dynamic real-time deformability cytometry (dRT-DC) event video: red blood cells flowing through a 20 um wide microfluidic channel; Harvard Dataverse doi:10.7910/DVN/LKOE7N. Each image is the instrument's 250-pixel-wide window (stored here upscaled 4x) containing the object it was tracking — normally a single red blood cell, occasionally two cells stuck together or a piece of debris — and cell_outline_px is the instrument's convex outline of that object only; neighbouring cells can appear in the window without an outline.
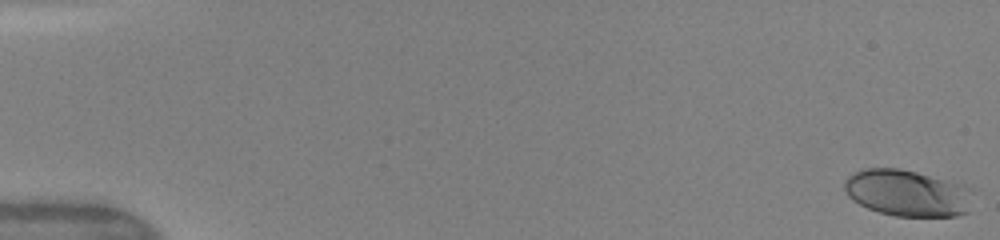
{"species": "human", "species_latin": "Homo sapiens", "temperature_condition": "warm", "stored_images_in_passage": 49, "camera_frame_rate_fps": 3000, "um_per_image_px": 0.085, "donor": {"sex": "female"}, "frame": {"image": 1, "passage_image": 1, "time_ms": 0.0, "image_size_px": [1000, 240], "cell_outline_px": [[968, 212], [956, 216], [896, 216], [880, 212], [868, 208], [852, 200], [848, 196], [844, 188], [844, 180], [848, 176], [864, 168], [900, 168], [916, 172], [960, 184]], "centroid_in_image_um": [76.94, 16.4], "position_along_channel_um": 8.1, "area_um2": 33.58}}
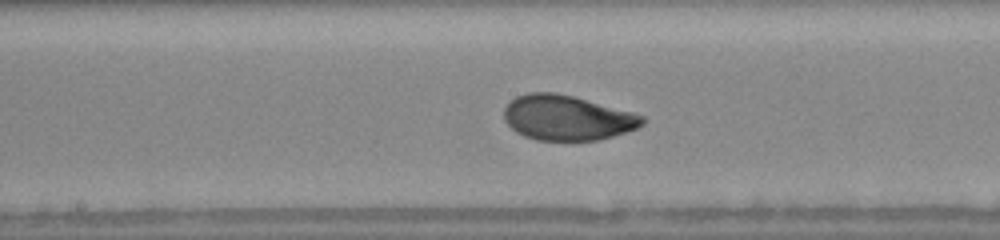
{"frame": {"image": 2, "passage_image": 27, "time_ms": 8.667, "image_size_px": [1000, 240], "cell_outline_px": [[644, 124], [636, 128], [600, 140], [536, 140], [524, 136], [516, 132], [504, 120], [504, 108], [516, 96], [528, 92], [556, 92], [572, 96], [632, 112], [644, 116]], "centroid_in_image_um": [48.17, 10.01], "position_along_channel_um": 200.0, "area_um2": 36.07}}
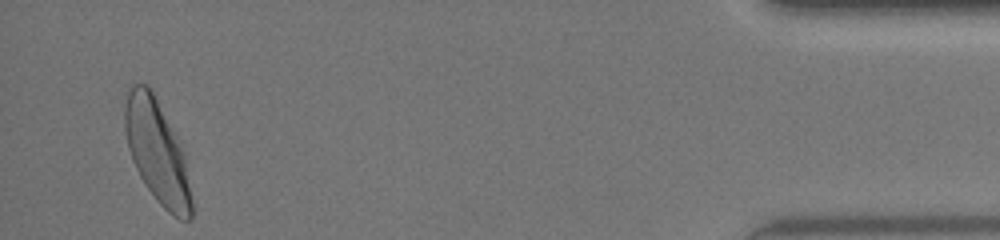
{"frame": {"image": 3, "passage_image": 48, "time_ms": 15.667, "image_size_px": [1000, 240], "cell_outline_px": [[192, 216], [188, 220], [180, 220], [168, 212], [156, 200], [144, 184], [132, 160], [128, 148], [124, 128], [124, 108], [128, 92], [132, 84], [148, 84], [176, 136], [184, 152], [192, 200]], "centroid_in_image_um": [13.34, 12.93], "position_along_channel_um": 421.9, "area_um2": 39.71}, "authors_computed_cell_mechanics": {"area_um2": 35.8938, "velocity_mm_per_s": 4.1386, "shape_relaxation_time_tau1_ms": 2.648, "shape_relaxation_time_tau2_ms": null, "deformation_change_tau1": 0.1303, "deformation_change_tau2": null}}